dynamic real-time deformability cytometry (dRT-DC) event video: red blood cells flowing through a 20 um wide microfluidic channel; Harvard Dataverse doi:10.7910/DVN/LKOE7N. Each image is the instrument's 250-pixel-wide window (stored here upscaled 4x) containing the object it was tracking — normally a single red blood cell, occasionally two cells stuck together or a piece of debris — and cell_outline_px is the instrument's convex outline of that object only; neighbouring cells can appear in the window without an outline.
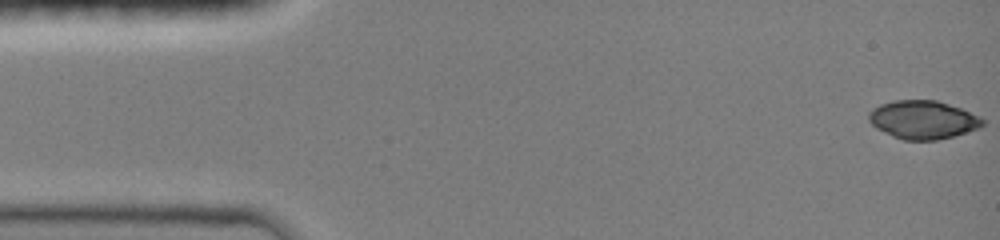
{"species": "common noctule bat (a hibernating species)", "species_latin": "Nyctalus noctula", "temperature_condition": "room temperature", "stored_images_in_passage": 47, "camera_frame_rate_fps": 3000, "um_per_image_px": 0.085, "animal": {"sex": "female", "body_mass_g": 19.0, "forearm_length_mm": 51.5}, "frame": {"image": 1, "passage_image": 1, "time_ms": 0.0, "image_size_px": [1000, 240], "cell_outline_px": [[984, 124], [980, 128], [952, 136], [936, 140], [904, 140], [892, 136], [876, 128], [868, 120], [868, 112], [872, 108], [880, 104], [892, 100], [936, 100], [960, 108], [980, 116], [984, 120]], "centroid_in_image_um": [78.43, 10.17], "position_along_channel_um": 6.6, "area_um2": 25.49}}
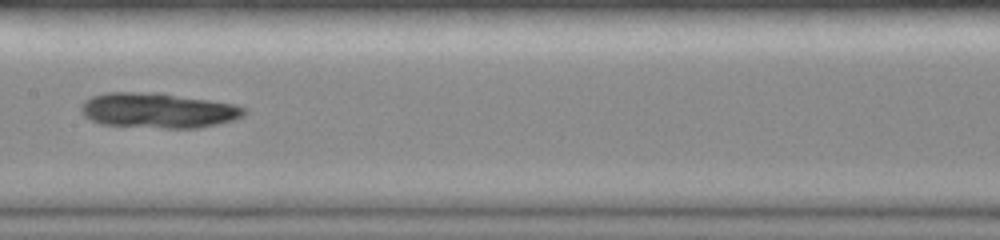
{"frame": {"image": 2, "passage_image": 24, "time_ms": 7.667, "image_size_px": [1000, 240], "cell_outline_px": [[248, 112], [244, 116], [236, 120], [200, 128], [164, 128], [100, 124], [84, 116], [80, 108], [80, 104], [84, 100], [92, 96], [104, 92], [160, 92], [236, 104], [248, 108]], "centroid_in_image_um": [13.49, 9.38], "position_along_channel_um": 193.9, "area_um2": 34.04}}
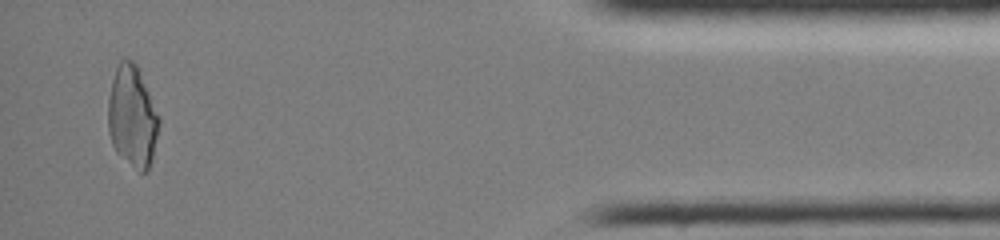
{"frame": {"image": 3, "passage_image": 45, "time_ms": 14.667, "image_size_px": [1000, 240], "cell_outline_px": [[160, 120], [152, 160], [148, 172], [140, 172], [120, 156], [116, 152], [112, 144], [108, 132], [108, 100], [112, 80], [116, 64], [120, 56], [124, 56], [132, 60], [140, 68], [160, 116]], "centroid_in_image_um": [11.25, 9.84], "position_along_channel_um": 424.0, "area_um2": 30.87}}